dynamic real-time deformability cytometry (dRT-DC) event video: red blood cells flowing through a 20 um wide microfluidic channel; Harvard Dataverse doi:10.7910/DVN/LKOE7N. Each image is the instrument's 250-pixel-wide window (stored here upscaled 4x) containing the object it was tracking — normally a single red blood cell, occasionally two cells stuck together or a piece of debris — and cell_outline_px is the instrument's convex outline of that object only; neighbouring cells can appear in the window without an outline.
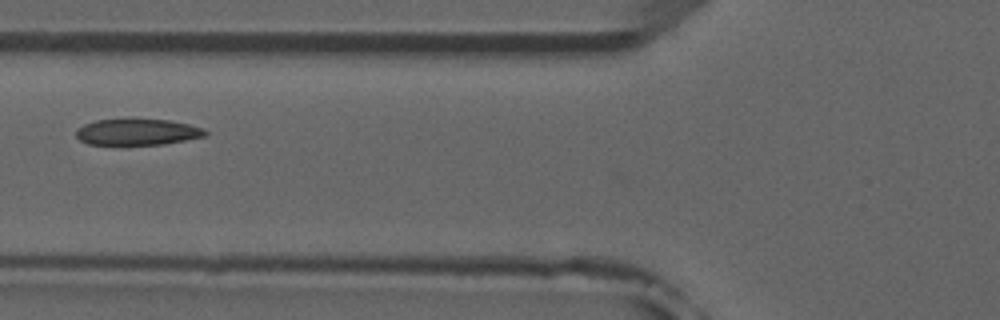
{"species": "common noctule bat (a hibernating species)", "species_latin": "Nyctalus noctula", "temperature_condition": "room temperature", "stored_images_in_passage": 7, "camera_frame_rate_fps": 3000, "um_per_image_px": 0.085, "animal": {"sex": "male", "forearm_length_mm": 52.5}, "frame": {"image": 1, "passage_image": 7, "time_ms": 7.0, "image_size_px": [1000, 320], "cell_outline_px": [[208, 132], [204, 136], [164, 144], [88, 144], [80, 140], [76, 136], [76, 128], [84, 124], [96, 120], [168, 120], [188, 124], [204, 128]], "centroid_in_image_um": [11.66, 11.22], "position_along_channel_um": 114.1, "area_um2": 19.36}}